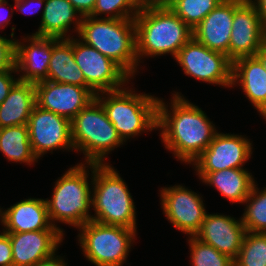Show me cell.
Here are the masks:
<instances>
[{
  "mask_svg": "<svg viewBox=\"0 0 266 266\" xmlns=\"http://www.w3.org/2000/svg\"><path fill=\"white\" fill-rule=\"evenodd\" d=\"M82 15L74 8L69 0H45L38 30L32 35L38 37L70 38L67 33L71 25L78 33Z\"/></svg>",
  "mask_w": 266,
  "mask_h": 266,
  "instance_id": "obj_22",
  "label": "cell"
},
{
  "mask_svg": "<svg viewBox=\"0 0 266 266\" xmlns=\"http://www.w3.org/2000/svg\"><path fill=\"white\" fill-rule=\"evenodd\" d=\"M34 266H68V265L65 262V260L61 256L56 255L55 252L53 255L36 263Z\"/></svg>",
  "mask_w": 266,
  "mask_h": 266,
  "instance_id": "obj_38",
  "label": "cell"
},
{
  "mask_svg": "<svg viewBox=\"0 0 266 266\" xmlns=\"http://www.w3.org/2000/svg\"><path fill=\"white\" fill-rule=\"evenodd\" d=\"M15 27H12V33L10 36L12 39H8L0 35V70L16 69L15 68V40L14 37Z\"/></svg>",
  "mask_w": 266,
  "mask_h": 266,
  "instance_id": "obj_32",
  "label": "cell"
},
{
  "mask_svg": "<svg viewBox=\"0 0 266 266\" xmlns=\"http://www.w3.org/2000/svg\"><path fill=\"white\" fill-rule=\"evenodd\" d=\"M131 89L133 90L124 86L117 90L100 92L95 96L123 142L142 132L158 129L159 98L136 93L135 89Z\"/></svg>",
  "mask_w": 266,
  "mask_h": 266,
  "instance_id": "obj_4",
  "label": "cell"
},
{
  "mask_svg": "<svg viewBox=\"0 0 266 266\" xmlns=\"http://www.w3.org/2000/svg\"><path fill=\"white\" fill-rule=\"evenodd\" d=\"M140 0H96L93 12L89 16L98 18L101 14L110 19L135 18L141 10Z\"/></svg>",
  "mask_w": 266,
  "mask_h": 266,
  "instance_id": "obj_31",
  "label": "cell"
},
{
  "mask_svg": "<svg viewBox=\"0 0 266 266\" xmlns=\"http://www.w3.org/2000/svg\"><path fill=\"white\" fill-rule=\"evenodd\" d=\"M12 247L13 266H34L53 255L63 242L60 230H39L8 233Z\"/></svg>",
  "mask_w": 266,
  "mask_h": 266,
  "instance_id": "obj_18",
  "label": "cell"
},
{
  "mask_svg": "<svg viewBox=\"0 0 266 266\" xmlns=\"http://www.w3.org/2000/svg\"><path fill=\"white\" fill-rule=\"evenodd\" d=\"M259 13L261 22L266 29V0H251Z\"/></svg>",
  "mask_w": 266,
  "mask_h": 266,
  "instance_id": "obj_40",
  "label": "cell"
},
{
  "mask_svg": "<svg viewBox=\"0 0 266 266\" xmlns=\"http://www.w3.org/2000/svg\"><path fill=\"white\" fill-rule=\"evenodd\" d=\"M184 74L205 83L231 87L232 61L226 54L210 50L192 37L174 58Z\"/></svg>",
  "mask_w": 266,
  "mask_h": 266,
  "instance_id": "obj_9",
  "label": "cell"
},
{
  "mask_svg": "<svg viewBox=\"0 0 266 266\" xmlns=\"http://www.w3.org/2000/svg\"><path fill=\"white\" fill-rule=\"evenodd\" d=\"M243 0H223L194 29L193 37L210 50L229 58V44L235 8Z\"/></svg>",
  "mask_w": 266,
  "mask_h": 266,
  "instance_id": "obj_19",
  "label": "cell"
},
{
  "mask_svg": "<svg viewBox=\"0 0 266 266\" xmlns=\"http://www.w3.org/2000/svg\"><path fill=\"white\" fill-rule=\"evenodd\" d=\"M265 41L266 29L255 4L243 0L234 11L229 59L233 62L241 57L255 56Z\"/></svg>",
  "mask_w": 266,
  "mask_h": 266,
  "instance_id": "obj_14",
  "label": "cell"
},
{
  "mask_svg": "<svg viewBox=\"0 0 266 266\" xmlns=\"http://www.w3.org/2000/svg\"><path fill=\"white\" fill-rule=\"evenodd\" d=\"M199 180L216 188L224 198L232 204H244L249 196L255 180L252 174L244 168H229L215 172H195Z\"/></svg>",
  "mask_w": 266,
  "mask_h": 266,
  "instance_id": "obj_23",
  "label": "cell"
},
{
  "mask_svg": "<svg viewBox=\"0 0 266 266\" xmlns=\"http://www.w3.org/2000/svg\"><path fill=\"white\" fill-rule=\"evenodd\" d=\"M27 126L31 148L38 159L49 151L74 150L71 121L67 118L35 105Z\"/></svg>",
  "mask_w": 266,
  "mask_h": 266,
  "instance_id": "obj_12",
  "label": "cell"
},
{
  "mask_svg": "<svg viewBox=\"0 0 266 266\" xmlns=\"http://www.w3.org/2000/svg\"><path fill=\"white\" fill-rule=\"evenodd\" d=\"M190 264L192 266H234V260L195 236H188Z\"/></svg>",
  "mask_w": 266,
  "mask_h": 266,
  "instance_id": "obj_29",
  "label": "cell"
},
{
  "mask_svg": "<svg viewBox=\"0 0 266 266\" xmlns=\"http://www.w3.org/2000/svg\"><path fill=\"white\" fill-rule=\"evenodd\" d=\"M17 73L16 69L0 70V104L9 95L12 87L19 81V78L12 75ZM15 77V78H14Z\"/></svg>",
  "mask_w": 266,
  "mask_h": 266,
  "instance_id": "obj_33",
  "label": "cell"
},
{
  "mask_svg": "<svg viewBox=\"0 0 266 266\" xmlns=\"http://www.w3.org/2000/svg\"><path fill=\"white\" fill-rule=\"evenodd\" d=\"M246 232L241 217L236 220L230 215L206 213L195 237L234 260L240 252Z\"/></svg>",
  "mask_w": 266,
  "mask_h": 266,
  "instance_id": "obj_17",
  "label": "cell"
},
{
  "mask_svg": "<svg viewBox=\"0 0 266 266\" xmlns=\"http://www.w3.org/2000/svg\"><path fill=\"white\" fill-rule=\"evenodd\" d=\"M134 20L138 64L149 56L170 53L175 58L193 37V30L171 9L142 8Z\"/></svg>",
  "mask_w": 266,
  "mask_h": 266,
  "instance_id": "obj_3",
  "label": "cell"
},
{
  "mask_svg": "<svg viewBox=\"0 0 266 266\" xmlns=\"http://www.w3.org/2000/svg\"><path fill=\"white\" fill-rule=\"evenodd\" d=\"M223 0H178L171 10L192 30Z\"/></svg>",
  "mask_w": 266,
  "mask_h": 266,
  "instance_id": "obj_30",
  "label": "cell"
},
{
  "mask_svg": "<svg viewBox=\"0 0 266 266\" xmlns=\"http://www.w3.org/2000/svg\"><path fill=\"white\" fill-rule=\"evenodd\" d=\"M71 134L74 150L84 154L86 164H109L108 153L124 145L96 98L71 120Z\"/></svg>",
  "mask_w": 266,
  "mask_h": 266,
  "instance_id": "obj_7",
  "label": "cell"
},
{
  "mask_svg": "<svg viewBox=\"0 0 266 266\" xmlns=\"http://www.w3.org/2000/svg\"><path fill=\"white\" fill-rule=\"evenodd\" d=\"M0 266H13L9 234L3 230L0 233Z\"/></svg>",
  "mask_w": 266,
  "mask_h": 266,
  "instance_id": "obj_34",
  "label": "cell"
},
{
  "mask_svg": "<svg viewBox=\"0 0 266 266\" xmlns=\"http://www.w3.org/2000/svg\"><path fill=\"white\" fill-rule=\"evenodd\" d=\"M35 105V84L19 80L0 104V128L27 124Z\"/></svg>",
  "mask_w": 266,
  "mask_h": 266,
  "instance_id": "obj_24",
  "label": "cell"
},
{
  "mask_svg": "<svg viewBox=\"0 0 266 266\" xmlns=\"http://www.w3.org/2000/svg\"><path fill=\"white\" fill-rule=\"evenodd\" d=\"M14 8L17 9V11H20L21 13L27 15V14H35L38 13L40 10V7H43L42 5H45V0H14ZM33 5L37 7H32Z\"/></svg>",
  "mask_w": 266,
  "mask_h": 266,
  "instance_id": "obj_35",
  "label": "cell"
},
{
  "mask_svg": "<svg viewBox=\"0 0 266 266\" xmlns=\"http://www.w3.org/2000/svg\"><path fill=\"white\" fill-rule=\"evenodd\" d=\"M92 180V220L137 230L136 210L128 186L110 164H89Z\"/></svg>",
  "mask_w": 266,
  "mask_h": 266,
  "instance_id": "obj_5",
  "label": "cell"
},
{
  "mask_svg": "<svg viewBox=\"0 0 266 266\" xmlns=\"http://www.w3.org/2000/svg\"><path fill=\"white\" fill-rule=\"evenodd\" d=\"M178 0H140L144 9H171Z\"/></svg>",
  "mask_w": 266,
  "mask_h": 266,
  "instance_id": "obj_36",
  "label": "cell"
},
{
  "mask_svg": "<svg viewBox=\"0 0 266 266\" xmlns=\"http://www.w3.org/2000/svg\"><path fill=\"white\" fill-rule=\"evenodd\" d=\"M0 221L6 233L59 230L51 224L42 198L23 199L4 211L0 207Z\"/></svg>",
  "mask_w": 266,
  "mask_h": 266,
  "instance_id": "obj_20",
  "label": "cell"
},
{
  "mask_svg": "<svg viewBox=\"0 0 266 266\" xmlns=\"http://www.w3.org/2000/svg\"><path fill=\"white\" fill-rule=\"evenodd\" d=\"M255 56L261 61L264 69L266 70V41L260 47Z\"/></svg>",
  "mask_w": 266,
  "mask_h": 266,
  "instance_id": "obj_41",
  "label": "cell"
},
{
  "mask_svg": "<svg viewBox=\"0 0 266 266\" xmlns=\"http://www.w3.org/2000/svg\"><path fill=\"white\" fill-rule=\"evenodd\" d=\"M0 152L11 162L31 166L38 161L31 148L27 124L0 128Z\"/></svg>",
  "mask_w": 266,
  "mask_h": 266,
  "instance_id": "obj_26",
  "label": "cell"
},
{
  "mask_svg": "<svg viewBox=\"0 0 266 266\" xmlns=\"http://www.w3.org/2000/svg\"><path fill=\"white\" fill-rule=\"evenodd\" d=\"M74 8L83 16H89L95 7L96 0H69Z\"/></svg>",
  "mask_w": 266,
  "mask_h": 266,
  "instance_id": "obj_37",
  "label": "cell"
},
{
  "mask_svg": "<svg viewBox=\"0 0 266 266\" xmlns=\"http://www.w3.org/2000/svg\"><path fill=\"white\" fill-rule=\"evenodd\" d=\"M237 84L266 120V70L256 56L241 57L232 62L231 87Z\"/></svg>",
  "mask_w": 266,
  "mask_h": 266,
  "instance_id": "obj_21",
  "label": "cell"
},
{
  "mask_svg": "<svg viewBox=\"0 0 266 266\" xmlns=\"http://www.w3.org/2000/svg\"><path fill=\"white\" fill-rule=\"evenodd\" d=\"M73 37L59 38L52 45L47 80L86 87L83 72L74 58Z\"/></svg>",
  "mask_w": 266,
  "mask_h": 266,
  "instance_id": "obj_25",
  "label": "cell"
},
{
  "mask_svg": "<svg viewBox=\"0 0 266 266\" xmlns=\"http://www.w3.org/2000/svg\"><path fill=\"white\" fill-rule=\"evenodd\" d=\"M7 5H9L11 7V15L7 16L8 13L6 14L5 12H7L4 9H7L8 7H6ZM3 9V10H2ZM14 12V7L10 4H8L7 2H0V28L3 29L6 27V25L8 26V24L10 23V18H12V14Z\"/></svg>",
  "mask_w": 266,
  "mask_h": 266,
  "instance_id": "obj_39",
  "label": "cell"
},
{
  "mask_svg": "<svg viewBox=\"0 0 266 266\" xmlns=\"http://www.w3.org/2000/svg\"><path fill=\"white\" fill-rule=\"evenodd\" d=\"M35 91L38 107L65 117L70 121L96 96L87 87L48 80L36 83Z\"/></svg>",
  "mask_w": 266,
  "mask_h": 266,
  "instance_id": "obj_15",
  "label": "cell"
},
{
  "mask_svg": "<svg viewBox=\"0 0 266 266\" xmlns=\"http://www.w3.org/2000/svg\"><path fill=\"white\" fill-rule=\"evenodd\" d=\"M234 266H266V233L246 232Z\"/></svg>",
  "mask_w": 266,
  "mask_h": 266,
  "instance_id": "obj_28",
  "label": "cell"
},
{
  "mask_svg": "<svg viewBox=\"0 0 266 266\" xmlns=\"http://www.w3.org/2000/svg\"><path fill=\"white\" fill-rule=\"evenodd\" d=\"M256 184L244 201L246 207L241 219L247 232L266 233V187L260 191Z\"/></svg>",
  "mask_w": 266,
  "mask_h": 266,
  "instance_id": "obj_27",
  "label": "cell"
},
{
  "mask_svg": "<svg viewBox=\"0 0 266 266\" xmlns=\"http://www.w3.org/2000/svg\"><path fill=\"white\" fill-rule=\"evenodd\" d=\"M159 191L167 221L184 234L195 236L207 213L202 196L183 185L162 187Z\"/></svg>",
  "mask_w": 266,
  "mask_h": 266,
  "instance_id": "obj_11",
  "label": "cell"
},
{
  "mask_svg": "<svg viewBox=\"0 0 266 266\" xmlns=\"http://www.w3.org/2000/svg\"><path fill=\"white\" fill-rule=\"evenodd\" d=\"M58 39L31 34L23 42L15 40V68L20 81L36 84L47 80L52 45Z\"/></svg>",
  "mask_w": 266,
  "mask_h": 266,
  "instance_id": "obj_16",
  "label": "cell"
},
{
  "mask_svg": "<svg viewBox=\"0 0 266 266\" xmlns=\"http://www.w3.org/2000/svg\"><path fill=\"white\" fill-rule=\"evenodd\" d=\"M252 141L238 135L217 132L208 147L192 162L196 172L243 168L252 156Z\"/></svg>",
  "mask_w": 266,
  "mask_h": 266,
  "instance_id": "obj_13",
  "label": "cell"
},
{
  "mask_svg": "<svg viewBox=\"0 0 266 266\" xmlns=\"http://www.w3.org/2000/svg\"><path fill=\"white\" fill-rule=\"evenodd\" d=\"M77 34L81 41L113 60L131 78L138 73L134 18L83 16Z\"/></svg>",
  "mask_w": 266,
  "mask_h": 266,
  "instance_id": "obj_2",
  "label": "cell"
},
{
  "mask_svg": "<svg viewBox=\"0 0 266 266\" xmlns=\"http://www.w3.org/2000/svg\"><path fill=\"white\" fill-rule=\"evenodd\" d=\"M172 95L170 106L160 98L158 101L159 136L176 159L192 164L212 142L218 130L202 108L189 102L179 92Z\"/></svg>",
  "mask_w": 266,
  "mask_h": 266,
  "instance_id": "obj_1",
  "label": "cell"
},
{
  "mask_svg": "<svg viewBox=\"0 0 266 266\" xmlns=\"http://www.w3.org/2000/svg\"><path fill=\"white\" fill-rule=\"evenodd\" d=\"M73 54L83 72L86 87L95 95L120 89L133 79L117 63L79 38H73Z\"/></svg>",
  "mask_w": 266,
  "mask_h": 266,
  "instance_id": "obj_10",
  "label": "cell"
},
{
  "mask_svg": "<svg viewBox=\"0 0 266 266\" xmlns=\"http://www.w3.org/2000/svg\"><path fill=\"white\" fill-rule=\"evenodd\" d=\"M84 257L95 266H123L136 240L137 230L93 220L78 228Z\"/></svg>",
  "mask_w": 266,
  "mask_h": 266,
  "instance_id": "obj_8",
  "label": "cell"
},
{
  "mask_svg": "<svg viewBox=\"0 0 266 266\" xmlns=\"http://www.w3.org/2000/svg\"><path fill=\"white\" fill-rule=\"evenodd\" d=\"M88 167L89 164L81 162L69 168L56 180L51 199H45L51 224L63 234L64 230L57 227L58 221L77 229L92 220L89 211L92 209L90 187H93V179L91 182L88 180L90 174Z\"/></svg>",
  "mask_w": 266,
  "mask_h": 266,
  "instance_id": "obj_6",
  "label": "cell"
}]
</instances>
